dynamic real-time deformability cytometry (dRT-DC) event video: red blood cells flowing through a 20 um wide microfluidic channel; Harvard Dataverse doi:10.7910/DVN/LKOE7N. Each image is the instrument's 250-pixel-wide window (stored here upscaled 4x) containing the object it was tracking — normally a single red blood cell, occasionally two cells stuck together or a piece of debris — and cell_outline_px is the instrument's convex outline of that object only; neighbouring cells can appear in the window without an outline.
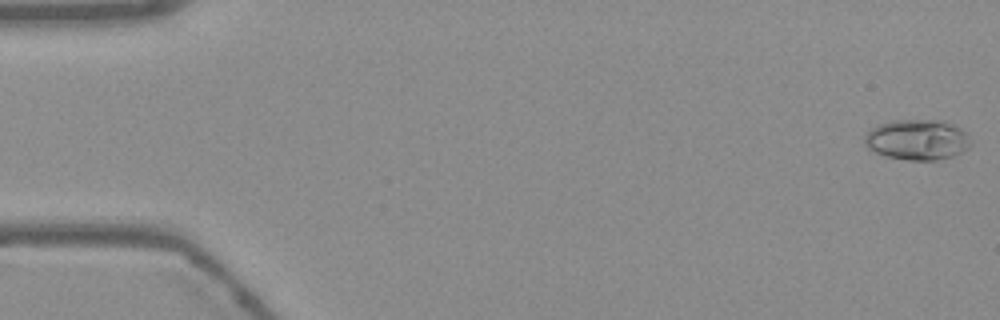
{"species": "Egyptian fruit bat (a non-hibernating species)", "species_latin": "Rousettus aegyptiacus", "temperature_condition": "warm", "stored_images_in_passage": 14, "camera_frame_rate_fps": 3000, "um_per_image_px": 0.085, "frame": {"image": 1, "passage_image": 1, "time_ms": 0.0, "image_size_px": [1000, 320], "cell_outline_px": [[972, 144], [968, 148], [952, 156], [936, 160], [908, 160], [884, 156], [872, 152], [864, 144], [864, 136], [872, 128], [880, 124], [892, 120], [944, 120], [960, 128], [972, 140]], "centroid_in_image_um": [77.95, 11.88], "position_along_channel_um": 7.0, "area_um2": 25.2}}